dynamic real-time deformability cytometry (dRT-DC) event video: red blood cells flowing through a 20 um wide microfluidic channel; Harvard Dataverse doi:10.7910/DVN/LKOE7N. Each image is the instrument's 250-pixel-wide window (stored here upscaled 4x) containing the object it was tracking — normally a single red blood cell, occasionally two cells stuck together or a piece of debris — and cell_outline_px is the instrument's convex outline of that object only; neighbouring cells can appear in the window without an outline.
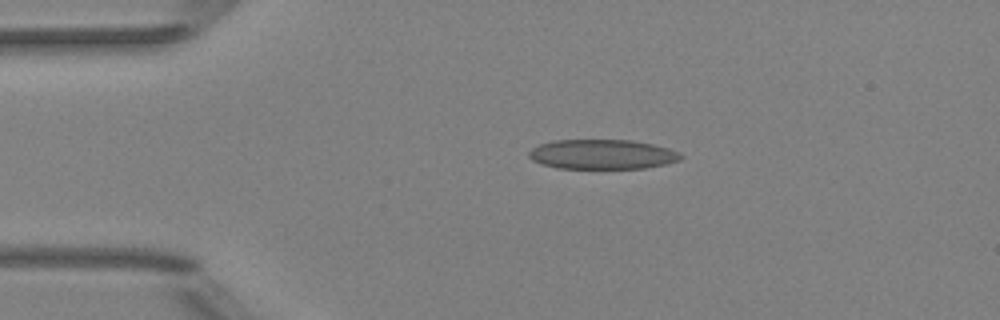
{"species": "Egyptian fruit bat (a non-hibernating species)", "species_latin": "Rousettus aegyptiacus", "temperature_condition": "room temperature", "stored_images_in_passage": 4, "camera_frame_rate_fps": 3000, "um_per_image_px": 0.085, "animal": {"sex": "female"}, "frame": {"image": 1, "passage_image": 3, "time_ms": 2.0, "image_size_px": [1000, 320], "cell_outline_px": [[684, 156], [680, 160], [664, 164], [644, 168], [556, 168], [540, 164], [532, 160], [528, 156], [528, 152], [532, 148], [540, 144], [556, 140], [632, 140], [652, 144], [668, 148], [680, 152]], "centroid_in_image_um": [51.18, 13.12], "position_along_channel_um": 33.8, "area_um2": 26.3}}